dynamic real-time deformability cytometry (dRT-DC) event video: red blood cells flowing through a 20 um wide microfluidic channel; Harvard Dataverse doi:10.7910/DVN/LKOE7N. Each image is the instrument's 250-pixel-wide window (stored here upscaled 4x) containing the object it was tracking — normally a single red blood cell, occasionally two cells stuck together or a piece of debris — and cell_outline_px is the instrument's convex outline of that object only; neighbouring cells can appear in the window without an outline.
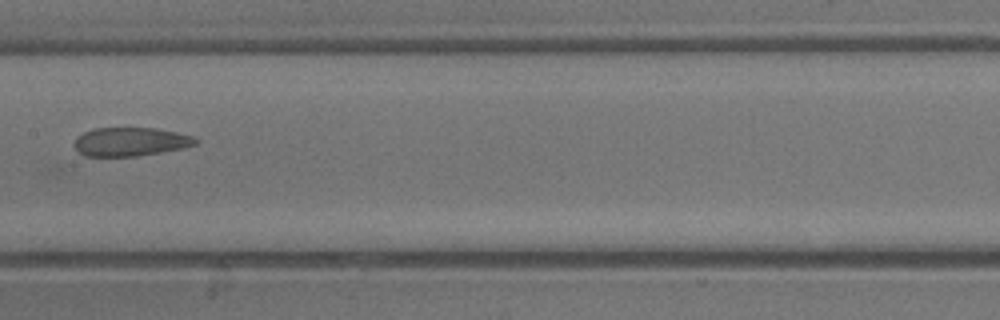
{"species": "common noctule bat (a hibernating species)", "species_latin": "Nyctalus noctula", "temperature_condition": "warm", "stored_images_in_passage": 40, "camera_frame_rate_fps": 3000, "um_per_image_px": 0.085, "animal": {"sex": "male", "body_mass_g": 13.3}, "frame": {"image": 1, "passage_image": 21, "time_ms": 6.667, "image_size_px": [1000, 320], "cell_outline_px": [[200, 140], [196, 144], [184, 148], [136, 156], [84, 156], [72, 144], [76, 136], [84, 132], [96, 128], [156, 128], [176, 132], [192, 136]], "centroid_in_image_um": [11.08, 12.04], "position_along_channel_um": 196.3, "area_um2": 20.29}}
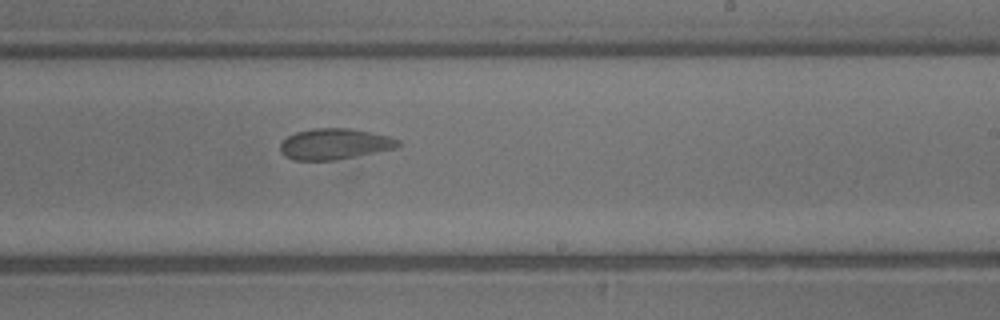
{"frame": {"image": 2, "passage_image": 24, "time_ms": 7.667, "image_size_px": [1000, 320], "cell_outline_px": [[400, 144], [396, 148], [336, 160], [292, 160], [284, 156], [280, 152], [280, 144], [288, 136], [296, 132], [312, 128], [348, 128], [388, 136], [400, 140]], "centroid_in_image_um": [28.4, 12.24], "position_along_channel_um": 260.6, "area_um2": 21.15}}